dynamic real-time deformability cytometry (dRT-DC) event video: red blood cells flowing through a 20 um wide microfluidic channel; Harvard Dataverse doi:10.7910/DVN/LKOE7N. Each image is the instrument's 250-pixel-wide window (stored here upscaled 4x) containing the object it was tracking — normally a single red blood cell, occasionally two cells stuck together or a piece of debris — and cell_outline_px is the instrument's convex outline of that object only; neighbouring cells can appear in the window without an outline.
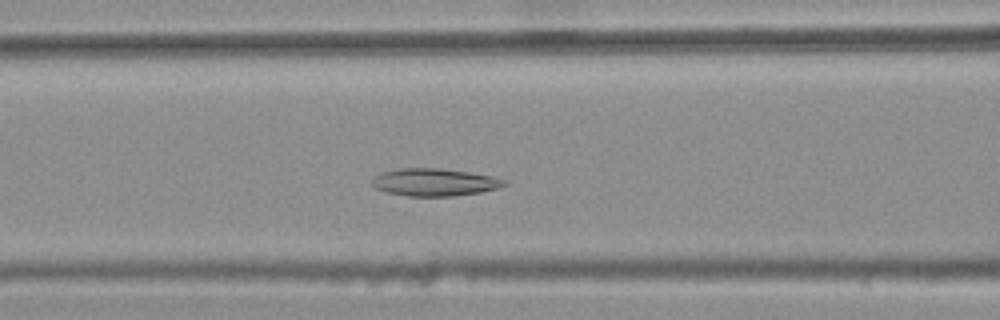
{"species": "common noctule bat (a hibernating species)", "species_latin": "Nyctalus noctula", "temperature_condition": "warm", "stored_images_in_passage": 40, "camera_frame_rate_fps": 3000, "um_per_image_px": 0.085, "animal": {"sex": "female", "body_mass_g": 25.1}, "frame": {"image": 1, "passage_image": 17, "time_ms": 5.333, "image_size_px": [1000, 320], "cell_outline_px": [[508, 184], [496, 188], [480, 192], [452, 196], [408, 196], [384, 192], [376, 188], [372, 184], [372, 180], [376, 176], [384, 172], [400, 168], [436, 168], [468, 172], [492, 176], [508, 180]], "centroid_in_image_um": [36.94, 15.49], "position_along_channel_um": 129.7, "area_um2": 21.04}}
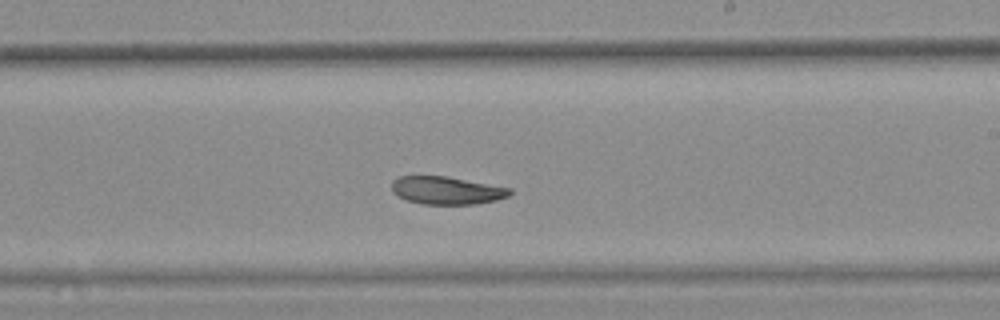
{"frame": {"image": 2, "passage_image": 27, "time_ms": 8.667, "image_size_px": [1000, 320], "cell_outline_px": [[512, 192], [508, 196], [496, 200], [476, 204], [424, 204], [408, 200], [396, 196], [392, 192], [392, 180], [396, 176], [448, 176], [512, 188]], "centroid_in_image_um": [37.95, 16.17], "position_along_channel_um": 251.0, "area_um2": 19.31}}
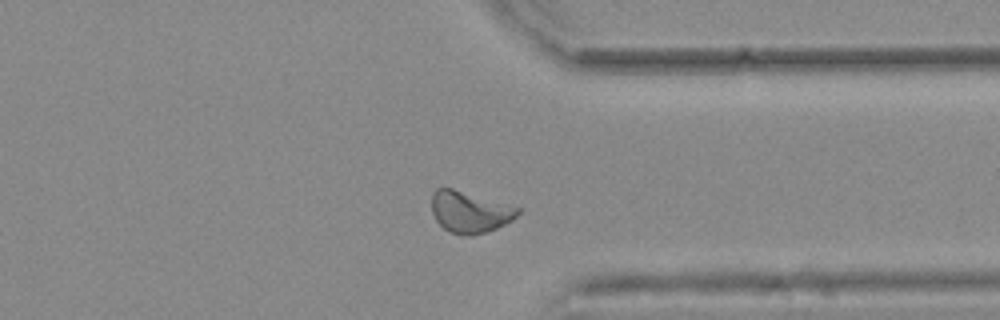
{"frame": {"image": 3, "passage_image": 37, "time_ms": 12.0, "image_size_px": [1000, 320], "cell_outline_px": [[520, 212], [512, 220], [496, 228], [472, 236], [448, 232], [436, 220], [432, 212], [432, 192], [436, 188], [452, 188], [520, 208]], "centroid_in_image_um": [39.9, 18.02], "position_along_channel_um": 371.5, "area_um2": 20.52}, "authors_computed_cell_mechanics": {"area_um2": 20.6924, "velocity_mm_per_s": 3.6545, "shape_relaxation_time_tau1_ms": null, "shape_relaxation_time_tau2_ms": 6.8215, "deformation_change_tau1": null, "deformation_change_tau2": 0.1149}}